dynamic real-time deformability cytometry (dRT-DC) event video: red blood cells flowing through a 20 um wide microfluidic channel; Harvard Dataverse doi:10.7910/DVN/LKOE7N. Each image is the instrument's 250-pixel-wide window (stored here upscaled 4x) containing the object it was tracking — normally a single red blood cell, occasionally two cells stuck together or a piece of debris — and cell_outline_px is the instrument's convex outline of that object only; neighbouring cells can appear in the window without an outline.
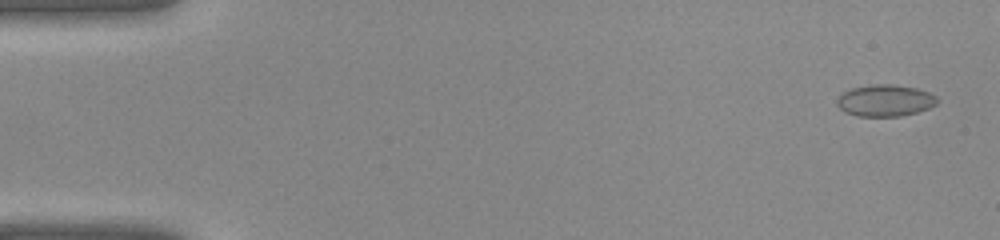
{"species": "common noctule bat (a hibernating species)", "species_latin": "Nyctalus noctula", "temperature_condition": "warm", "stored_images_in_passage": 40, "camera_frame_rate_fps": 3000, "um_per_image_px": 0.085, "animal": {"sex": "female", "body_mass_g": 22.0, "forearm_length_mm": 56.7}, "frame": {"image": 1, "passage_image": 1, "time_ms": 0.0, "image_size_px": [1000, 240], "cell_outline_px": [[940, 100], [936, 104], [928, 108], [916, 112], [900, 116], [856, 116], [844, 112], [836, 104], [836, 100], [844, 92], [852, 88], [872, 84], [892, 84], [916, 88], [928, 92], [936, 96]], "centroid_in_image_um": [75.23, 8.54], "position_along_channel_um": 9.8, "area_um2": 18.5}}
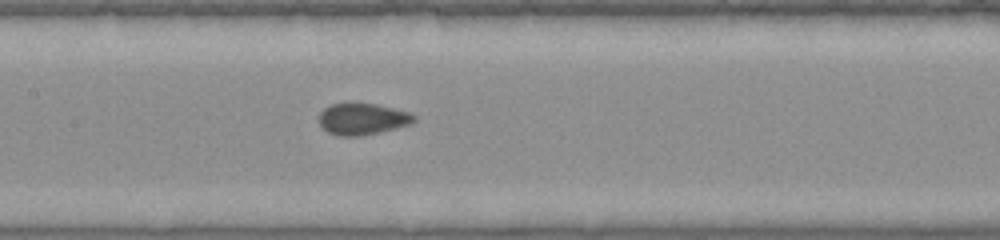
{"frame": {"image": 2, "passage_image": 19, "time_ms": 6.0, "image_size_px": [1000, 240], "cell_outline_px": [[416, 120], [412, 124], [380, 132], [360, 136], [336, 136], [320, 128], [320, 112], [324, 108], [332, 104], [376, 104], [408, 112], [416, 116]], "centroid_in_image_um": [30.81, 10.14], "position_along_channel_um": 176.6, "area_um2": 17.4}}
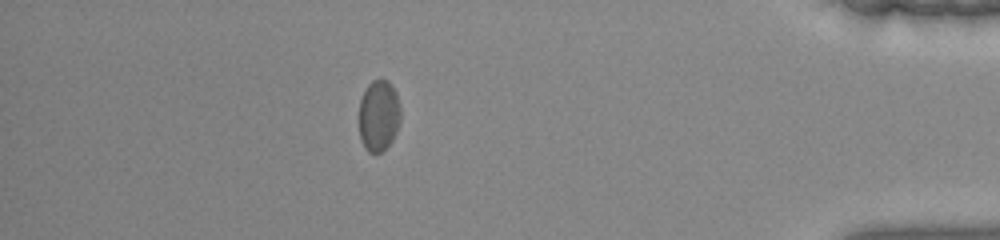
{"frame": {"image": 3, "passage_image": 35, "time_ms": 11.333, "image_size_px": [1000, 240], "cell_outline_px": [[400, 120], [396, 132], [392, 140], [380, 152], [368, 152], [364, 148], [360, 140], [360, 100], [368, 84], [372, 80], [388, 80], [396, 92], [400, 104]], "centroid_in_image_um": [32.2, 9.82], "position_along_channel_um": 403.0, "area_um2": 17.17}}